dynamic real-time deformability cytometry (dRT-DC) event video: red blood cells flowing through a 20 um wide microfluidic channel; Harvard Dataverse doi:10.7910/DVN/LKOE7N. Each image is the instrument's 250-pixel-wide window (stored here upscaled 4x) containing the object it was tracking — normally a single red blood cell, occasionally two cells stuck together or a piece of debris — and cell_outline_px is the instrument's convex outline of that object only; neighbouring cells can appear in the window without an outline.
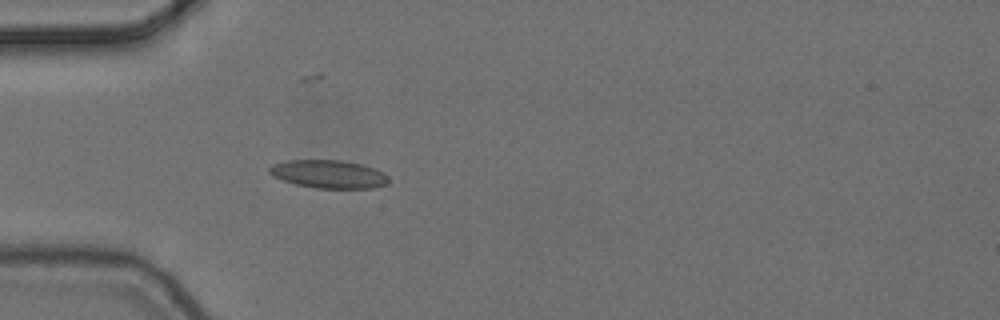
{"species": "common noctule bat (a hibernating species)", "species_latin": "Nyctalus noctula", "temperature_condition": "cold", "stored_images_in_passage": 1, "camera_frame_rate_fps": 3000, "um_per_image_px": 0.085, "animal": {"sex": "female", "body_mass_g": 24.6, "forearm_length_mm": 56.2}, "frame": {"image": 1, "passage_image": 1, "time_ms": 0.0, "image_size_px": [1000, 320], "cell_outline_px": [[388, 184], [372, 188], [316, 188], [296, 184], [272, 176], [268, 172], [268, 168], [272, 164], [288, 160], [340, 160], [360, 164], [384, 172], [388, 176]], "centroid_in_image_um": [27.92, 14.8], "position_along_channel_um": 57.1, "area_um2": 19.48}}